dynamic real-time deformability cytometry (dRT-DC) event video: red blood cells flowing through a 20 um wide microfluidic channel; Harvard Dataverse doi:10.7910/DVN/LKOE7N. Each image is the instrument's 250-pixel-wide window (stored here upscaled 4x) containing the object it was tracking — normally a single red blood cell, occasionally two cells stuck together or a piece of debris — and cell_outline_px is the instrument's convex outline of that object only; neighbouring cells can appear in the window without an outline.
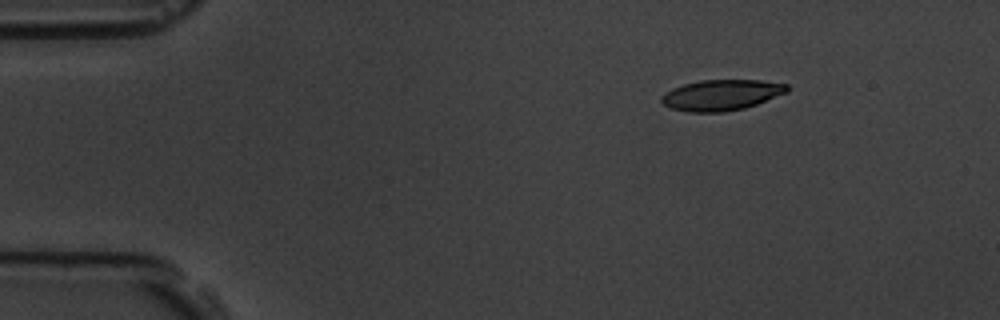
{"species": "common noctule bat (a hibernating species)", "species_latin": "Nyctalus noctula", "temperature_condition": "room temperature", "stored_images_in_passage": 10, "camera_frame_rate_fps": 3000, "um_per_image_px": 0.085, "animal": {"sex": "male", "body_mass_g": 19.5, "forearm_length_mm": 54.6}, "frame": {"image": 1, "passage_image": 1, "time_ms": 0.0, "image_size_px": [1000, 320], "cell_outline_px": [[788, 92], [756, 104], [744, 108], [720, 112], [688, 112], [672, 108], [664, 104], [660, 100], [660, 96], [672, 88], [684, 84], [700, 80], [760, 80], [788, 84]], "centroid_in_image_um": [61.31, 8.07], "position_along_channel_um": 23.7, "area_um2": 22.43}}
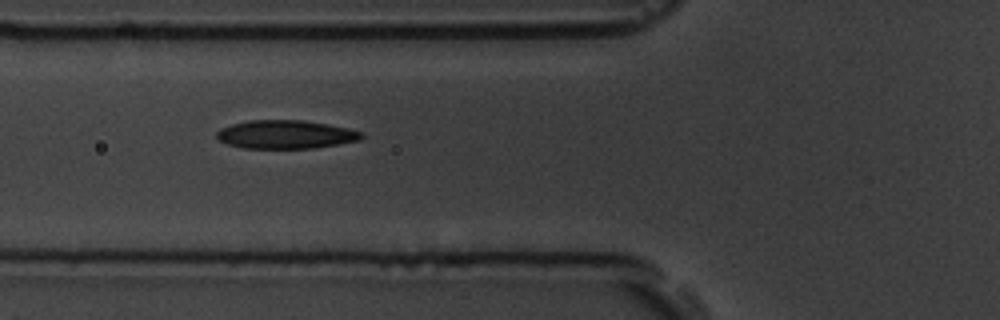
{"frame": {"image": 2, "passage_image": 5, "time_ms": 4.333, "image_size_px": [1000, 320], "cell_outline_px": [[364, 136], [360, 140], [340, 144], [312, 148], [244, 148], [228, 144], [220, 140], [216, 136], [216, 132], [220, 128], [232, 124], [248, 120], [304, 120], [328, 124], [348, 128], [364, 132]], "centroid_in_image_um": [24.31, 11.42], "position_along_channel_um": 101.5, "area_um2": 24.1}}
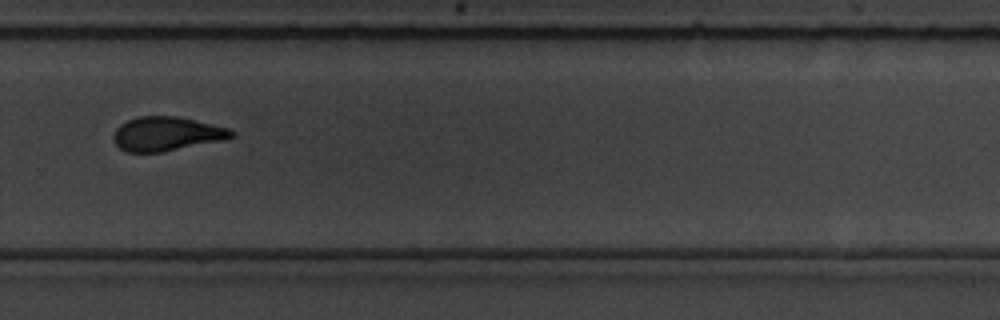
{"frame": {"image": 3, "passage_image": 10, "time_ms": 10.333, "image_size_px": [1000, 320], "cell_outline_px": [[236, 136], [220, 140], [164, 152], [128, 152], [120, 148], [116, 144], [112, 136], [116, 128], [120, 124], [128, 120], [140, 116], [176, 116], [228, 128], [236, 132]], "centroid_in_image_um": [14.14, 11.38], "position_along_channel_um": 315.7, "area_um2": 23.24}}